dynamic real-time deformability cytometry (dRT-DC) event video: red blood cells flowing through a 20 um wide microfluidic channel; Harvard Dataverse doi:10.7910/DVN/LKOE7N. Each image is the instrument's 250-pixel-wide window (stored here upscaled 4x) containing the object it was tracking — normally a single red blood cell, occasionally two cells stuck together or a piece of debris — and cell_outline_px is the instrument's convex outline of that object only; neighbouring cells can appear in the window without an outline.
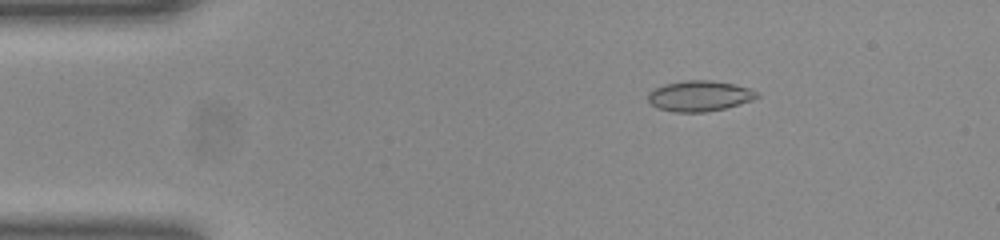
{"species": "common noctule bat (a hibernating species)", "species_latin": "Nyctalus noctula", "temperature_condition": "room temperature", "stored_images_in_passage": 51, "camera_frame_rate_fps": 3000, "um_per_image_px": 0.085, "animal": {"sex": "female", "body_mass_g": 23.0, "forearm_length_mm": 53.4}, "frame": {"image": 1, "passage_image": 8, "time_ms": 2.333, "image_size_px": [1000, 240], "cell_outline_px": [[760, 96], [752, 100], [740, 104], [724, 108], [704, 112], [672, 112], [656, 108], [648, 100], [648, 92], [664, 84], [684, 80], [708, 80], [736, 84], [748, 88], [756, 92]], "centroid_in_image_um": [59.44, 8.16], "position_along_channel_um": 25.6, "area_um2": 19.42}}
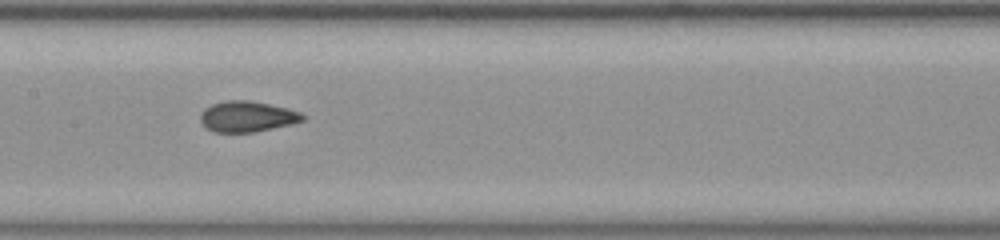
{"frame": {"image": 2, "passage_image": 25, "time_ms": 8.0, "image_size_px": [1000, 240], "cell_outline_px": [[308, 116], [304, 120], [292, 124], [252, 132], [212, 132], [200, 124], [200, 112], [204, 108], [212, 104], [228, 100], [248, 100], [288, 108], [300, 112]], "centroid_in_image_um": [20.99, 9.91], "position_along_channel_um": 186.4, "area_um2": 18.5}}
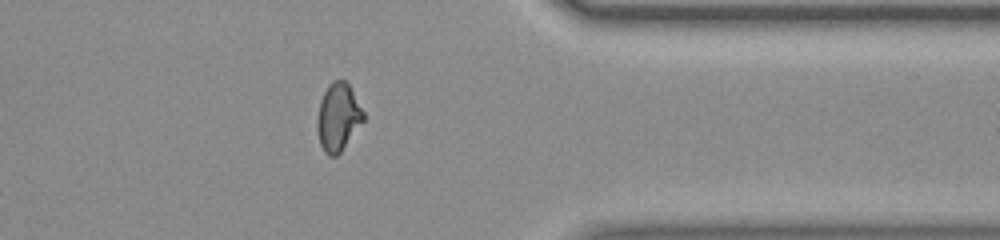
{"frame": {"image": 3, "passage_image": 41, "time_ms": 13.333, "image_size_px": [1000, 240], "cell_outline_px": [[364, 120], [340, 152], [336, 156], [328, 156], [324, 152], [320, 144], [316, 128], [316, 120], [320, 100], [328, 84], [332, 80], [344, 80], [348, 84], [364, 112]], "centroid_in_image_um": [28.71, 9.96], "position_along_channel_um": 382.7, "area_um2": 18.21}, "authors_computed_cell_mechanics": {"area_um2": 18.4382, "velocity_mm_per_s": 3.9343, "shape_relaxation_time_tau1_ms": null, "shape_relaxation_time_tau2_ms": 1.0987, "deformation_change_tau1": null, "deformation_change_tau2": 0.0598}}